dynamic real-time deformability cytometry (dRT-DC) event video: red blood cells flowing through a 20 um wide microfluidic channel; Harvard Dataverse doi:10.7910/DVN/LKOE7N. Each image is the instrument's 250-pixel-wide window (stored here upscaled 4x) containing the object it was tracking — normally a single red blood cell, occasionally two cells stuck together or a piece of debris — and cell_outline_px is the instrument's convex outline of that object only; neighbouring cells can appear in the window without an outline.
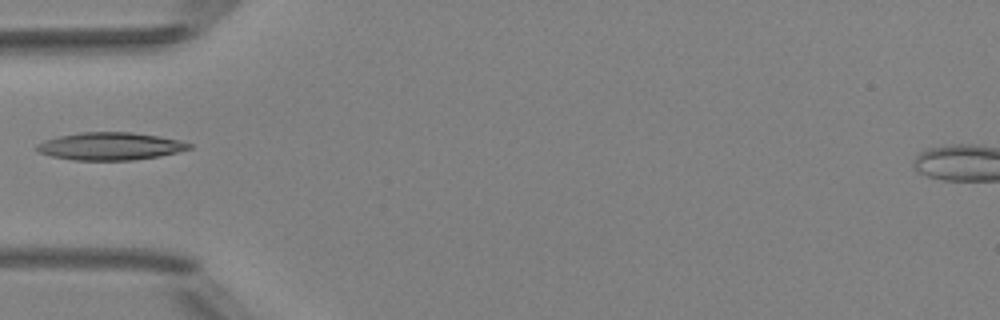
{"species": "Egyptian fruit bat (a non-hibernating species)", "species_latin": "Rousettus aegyptiacus", "temperature_condition": "room temperature", "stored_images_in_passage": 4, "camera_frame_rate_fps": 3000, "um_per_image_px": 0.085, "animal": {"sex": "female"}, "frame": {"image": 1, "passage_image": 2, "time_ms": 1.333, "image_size_px": [1000, 320], "cell_outline_px": [[192, 148], [160, 156], [132, 160], [72, 160], [52, 156], [40, 152], [36, 148], [36, 144], [44, 140], [60, 136], [80, 132], [132, 132], [180, 140], [192, 144]], "centroid_in_image_um": [9.37, 12.43], "position_along_channel_um": 75.6, "area_um2": 24.39}}
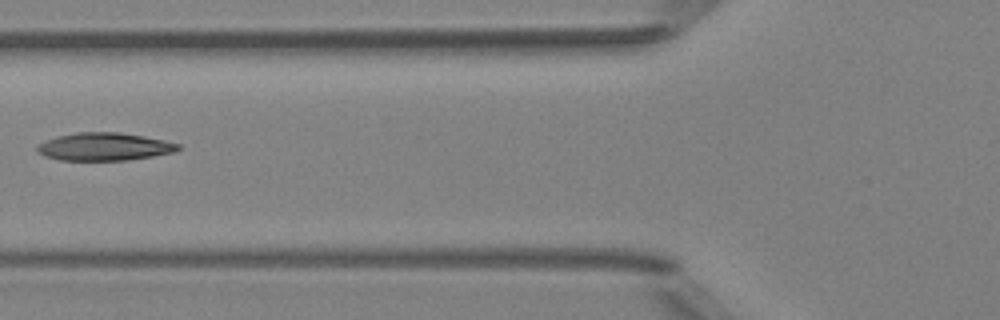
{"frame": {"image": 2, "passage_image": 3, "time_ms": 2.333, "image_size_px": [1000, 320], "cell_outline_px": [[180, 148], [176, 152], [152, 156], [124, 160], [60, 160], [44, 156], [36, 148], [40, 144], [56, 136], [76, 132], [120, 132], [144, 136], [164, 140], [180, 144]], "centroid_in_image_um": [8.9, 12.46], "position_along_channel_um": 116.9, "area_um2": 22.72}}
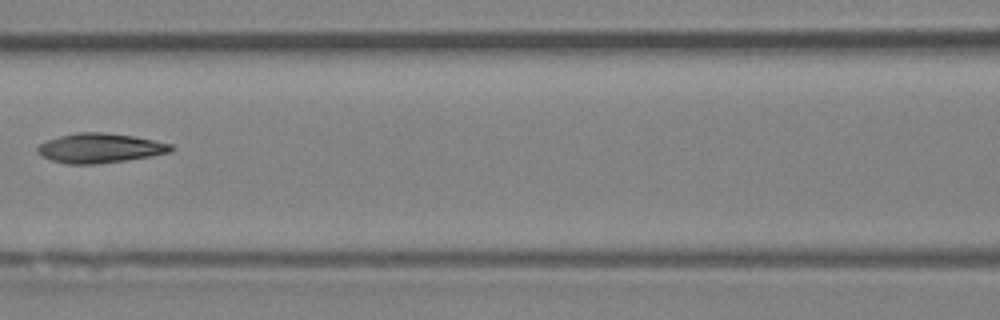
{"frame": {"image": 3, "passage_image": 4, "time_ms": 3.333, "image_size_px": [1000, 320], "cell_outline_px": [[172, 152], [124, 160], [96, 164], [64, 164], [40, 156], [36, 152], [36, 148], [40, 144], [48, 140], [60, 136], [76, 132], [104, 132], [132, 136], [172, 144]], "centroid_in_image_um": [8.43, 12.59], "position_along_channel_um": 158.2, "area_um2": 22.83}}